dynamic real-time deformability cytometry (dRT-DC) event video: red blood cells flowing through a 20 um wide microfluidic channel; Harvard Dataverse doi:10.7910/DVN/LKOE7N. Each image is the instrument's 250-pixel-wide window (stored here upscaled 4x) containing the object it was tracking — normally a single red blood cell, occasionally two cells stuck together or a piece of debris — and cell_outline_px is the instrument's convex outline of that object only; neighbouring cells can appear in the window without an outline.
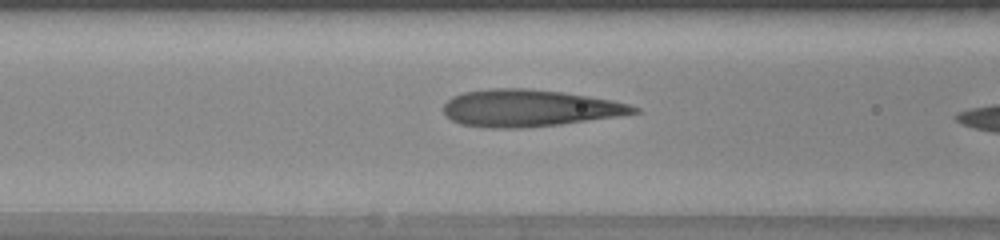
{"species": "human", "species_latin": "Homo sapiens", "temperature_condition": "warm", "stored_images_in_passage": 7, "camera_frame_rate_fps": 3000, "um_per_image_px": 0.085, "donor": {"sex": "female"}, "frame": {"image": 1, "passage_image": 5, "time_ms": 1.333, "image_size_px": [1000, 240], "cell_outline_px": [[640, 112], [560, 124], [520, 128], [492, 128], [460, 124], [452, 120], [444, 112], [444, 104], [452, 96], [464, 92], [488, 88], [528, 88], [560, 92], [608, 100], [628, 104], [640, 108]], "centroid_in_image_um": [44.91, 9.18], "position_along_channel_um": 121.7, "area_um2": 40.4}}